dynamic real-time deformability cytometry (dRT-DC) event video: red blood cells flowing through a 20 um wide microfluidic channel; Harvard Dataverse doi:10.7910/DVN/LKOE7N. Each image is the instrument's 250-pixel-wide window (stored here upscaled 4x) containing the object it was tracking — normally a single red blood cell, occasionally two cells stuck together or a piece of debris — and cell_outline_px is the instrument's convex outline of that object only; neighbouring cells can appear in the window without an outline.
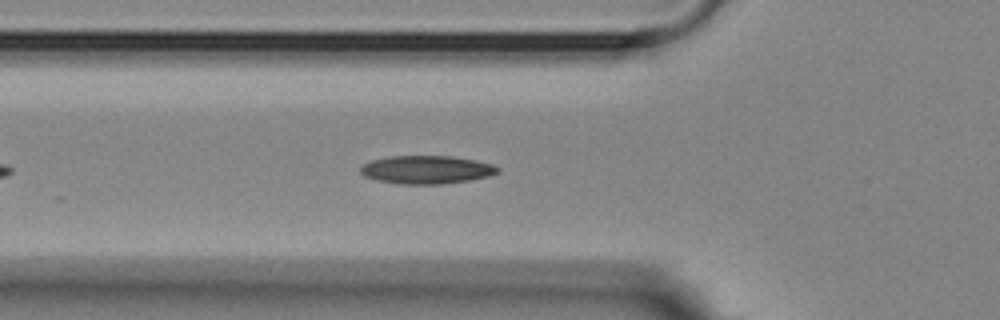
{"species": "Egyptian fruit bat (a non-hibernating species)", "species_latin": "Rousettus aegyptiacus", "temperature_condition": "room temperature", "stored_images_in_passage": 18, "camera_frame_rate_fps": 3000, "um_per_image_px": 0.085, "animal": {"sex": "female"}, "frame": {"image": 1, "passage_image": 7, "time_ms": 2.0, "image_size_px": [1000, 320], "cell_outline_px": [[500, 172], [488, 176], [468, 180], [440, 184], [400, 184], [376, 180], [364, 176], [360, 172], [360, 168], [364, 164], [372, 160], [388, 156], [452, 156], [476, 160], [492, 164], [500, 168]], "centroid_in_image_um": [36.25, 14.42], "position_along_channel_um": 89.5, "area_um2": 22.54}}
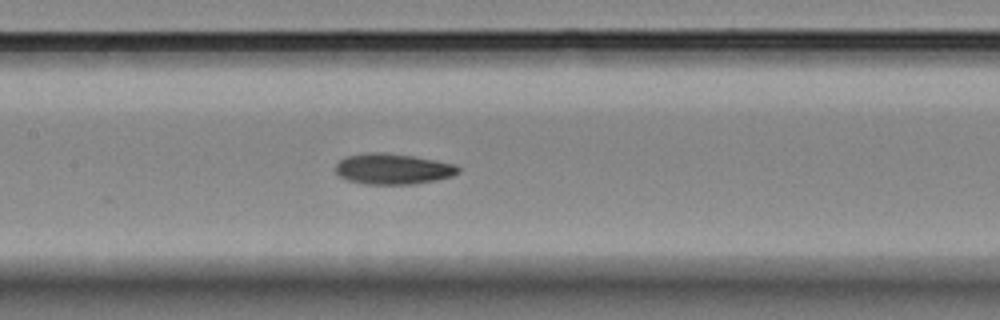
{"frame": {"image": 2, "passage_image": 14, "time_ms": 4.333, "image_size_px": [1000, 320], "cell_outline_px": [[460, 172], [452, 176], [436, 180], [412, 184], [364, 184], [348, 180], [340, 176], [336, 172], [336, 164], [344, 156], [364, 152], [380, 152], [412, 156], [436, 160], [456, 164], [460, 168]], "centroid_in_image_um": [33.39, 14.35], "position_along_channel_um": 174.0, "area_um2": 22.08}}
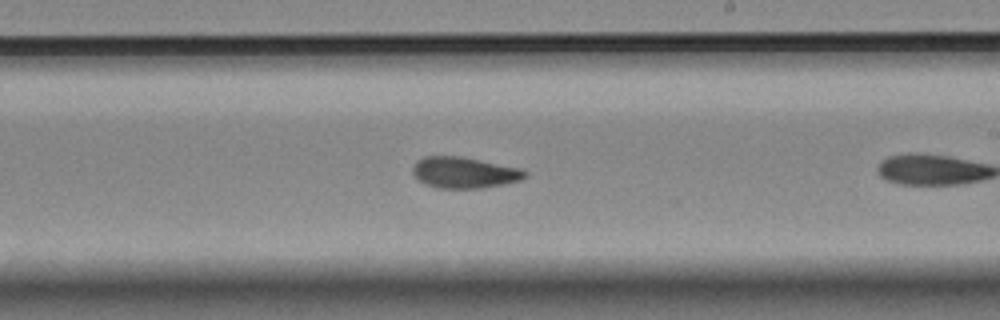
{"frame": {"image": 3, "passage_image": 17, "time_ms": 5.333, "image_size_px": [1000, 320], "cell_outline_px": [[528, 176], [520, 180], [504, 184], [480, 188], [440, 188], [424, 184], [412, 172], [412, 164], [416, 160], [424, 156], [460, 156], [520, 168], [528, 172]], "centroid_in_image_um": [39.45, 14.66], "position_along_channel_um": 249.6, "area_um2": 20.4}}